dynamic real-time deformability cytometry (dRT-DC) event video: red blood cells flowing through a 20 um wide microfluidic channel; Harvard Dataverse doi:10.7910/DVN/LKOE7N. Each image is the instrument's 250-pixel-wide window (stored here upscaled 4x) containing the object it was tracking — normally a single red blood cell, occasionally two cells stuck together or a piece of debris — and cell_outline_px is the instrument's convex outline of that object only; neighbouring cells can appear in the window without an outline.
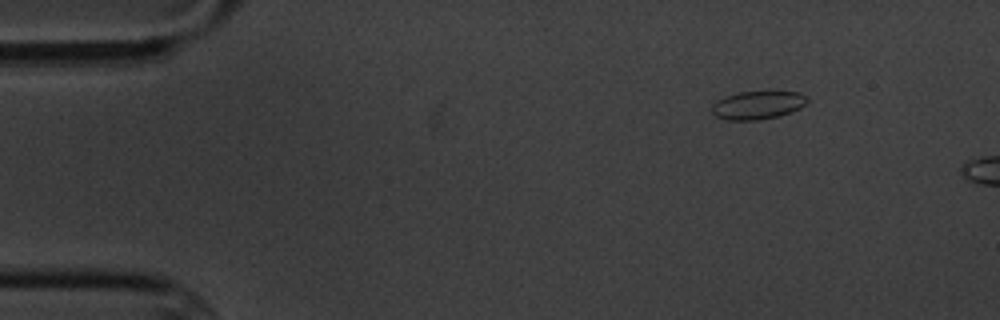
{"species": "common noctule bat (a hibernating species)", "species_latin": "Nyctalus noctula", "temperature_condition": "cold", "stored_images_in_passage": 3, "camera_frame_rate_fps": 3000, "um_per_image_px": 0.085, "animal": {"sex": "male", "body_mass_g": 20.1, "forearm_length_mm": 53.5}, "frame": {"image": 1, "passage_image": 1, "time_ms": 0.0, "image_size_px": [1000, 320], "cell_outline_px": [[808, 100], [800, 108], [792, 112], [776, 116], [756, 120], [724, 120], [716, 116], [712, 112], [712, 104], [716, 100], [724, 96], [740, 92], [800, 92]], "centroid_in_image_um": [64.35, 8.94], "position_along_channel_um": 20.6, "area_um2": 15.55}}